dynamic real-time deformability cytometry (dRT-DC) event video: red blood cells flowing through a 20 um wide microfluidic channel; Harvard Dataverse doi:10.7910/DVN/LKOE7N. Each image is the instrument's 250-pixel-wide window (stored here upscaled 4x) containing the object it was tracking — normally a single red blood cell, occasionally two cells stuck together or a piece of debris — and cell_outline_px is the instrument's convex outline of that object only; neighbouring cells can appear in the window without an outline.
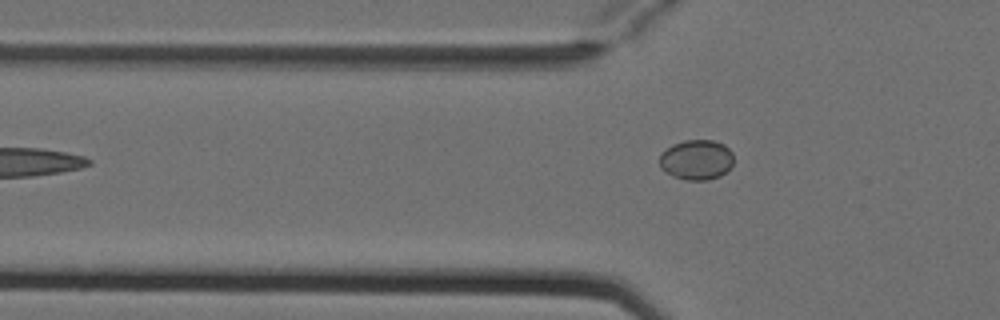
{"species": "Egyptian fruit bat (a non-hibernating species)", "species_latin": "Rousettus aegyptiacus", "temperature_condition": "cold", "stored_images_in_passage": 5, "camera_frame_rate_fps": 3000, "um_per_image_px": 0.085, "animal": {"sex": "female"}, "frame": {"image": 1, "passage_image": 5, "time_ms": 1.333, "image_size_px": [1000, 320], "cell_outline_px": [[732, 164], [720, 176], [708, 180], [688, 180], [672, 176], [664, 172], [660, 168], [660, 152], [672, 144], [684, 140], [712, 140], [724, 144], [732, 152]], "centroid_in_image_um": [59.16, 13.57], "position_along_channel_um": 66.6, "area_um2": 17.4}}